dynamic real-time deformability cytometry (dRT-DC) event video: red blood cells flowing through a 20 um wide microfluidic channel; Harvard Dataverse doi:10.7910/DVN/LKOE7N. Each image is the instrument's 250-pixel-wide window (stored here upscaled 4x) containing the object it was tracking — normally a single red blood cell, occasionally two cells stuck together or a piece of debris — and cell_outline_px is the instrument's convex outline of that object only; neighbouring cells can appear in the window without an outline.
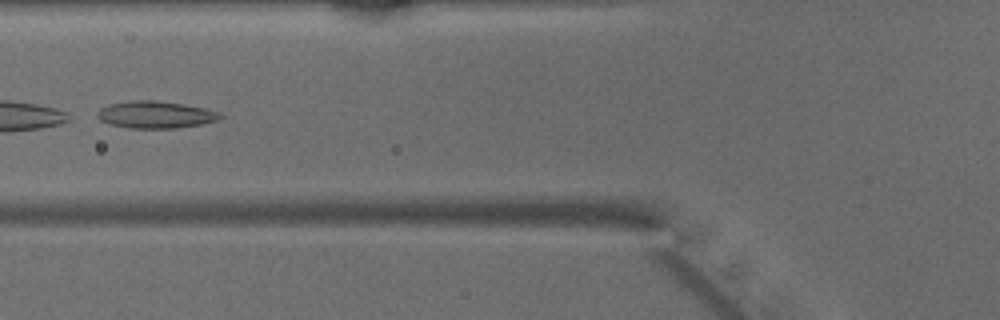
{"species": "common noctule bat (a hibernating species)", "species_latin": "Nyctalus noctula", "temperature_condition": "warm", "stored_images_in_passage": 40, "camera_frame_rate_fps": 3000, "um_per_image_px": 0.085, "animal": {"sex": "male", "body_mass_g": 15.6}, "frame": {"image": 1, "passage_image": 12, "time_ms": 3.667, "image_size_px": [1000, 320], "cell_outline_px": [[224, 116], [220, 120], [200, 124], [176, 128], [128, 128], [108, 124], [100, 120], [96, 116], [96, 112], [100, 108], [112, 104], [128, 100], [152, 100], [184, 104], [204, 108], [220, 112]], "centroid_in_image_um": [13.21, 9.75], "position_along_channel_um": 112.6, "area_um2": 19.54}}